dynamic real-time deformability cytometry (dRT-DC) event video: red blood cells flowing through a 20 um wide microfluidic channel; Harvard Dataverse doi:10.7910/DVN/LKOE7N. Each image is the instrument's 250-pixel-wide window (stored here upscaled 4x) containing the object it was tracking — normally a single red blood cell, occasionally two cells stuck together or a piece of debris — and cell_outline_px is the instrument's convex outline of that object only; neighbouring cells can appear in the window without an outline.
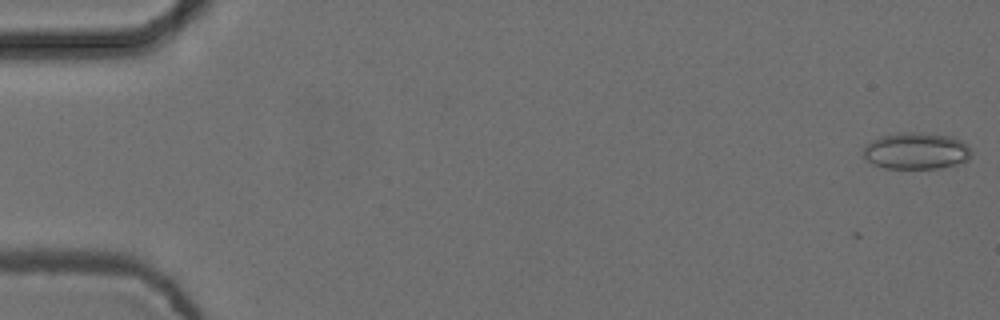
{"species": "common noctule bat (a hibernating species)", "species_latin": "Nyctalus noctula", "temperature_condition": "cold", "stored_images_in_passage": 3, "camera_frame_rate_fps": 3000, "um_per_image_px": 0.085, "animal": {"sex": "female", "body_mass_g": 24.6, "forearm_length_mm": 56.2}, "frame": {"image": 1, "passage_image": 1, "time_ms": 0.0, "image_size_px": [1000, 320], "cell_outline_px": [[972, 152], [968, 160], [944, 168], [884, 168], [872, 164], [864, 156], [864, 144], [880, 136], [896, 132], [932, 132], [952, 136], [968, 144]], "centroid_in_image_um": [77.9, 12.8], "position_along_channel_um": 7.1, "area_um2": 23.58}}